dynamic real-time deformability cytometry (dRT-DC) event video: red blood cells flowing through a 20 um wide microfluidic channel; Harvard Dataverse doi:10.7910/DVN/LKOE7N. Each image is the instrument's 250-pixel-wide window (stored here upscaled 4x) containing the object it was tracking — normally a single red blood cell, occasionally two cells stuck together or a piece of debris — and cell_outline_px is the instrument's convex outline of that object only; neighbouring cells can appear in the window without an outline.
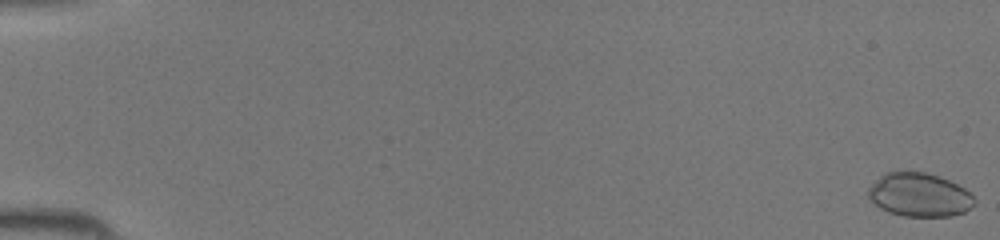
{"species": "common noctule bat (a hibernating species)", "species_latin": "Nyctalus noctula", "temperature_condition": "room temperature", "stored_images_in_passage": 45, "camera_frame_rate_fps": 3000, "um_per_image_px": 0.085, "animal": {"sex": "female", "body_mass_g": 19.5, "forearm_length_mm": 54.1}, "frame": {"image": 1, "passage_image": 1, "time_ms": 0.0, "image_size_px": [1000, 240], "cell_outline_px": [[976, 204], [964, 212], [952, 216], [904, 216], [888, 212], [880, 208], [868, 200], [868, 188], [884, 172], [924, 172], [948, 180], [964, 188], [976, 200]], "centroid_in_image_um": [78.12, 16.58], "position_along_channel_um": 6.9, "area_um2": 26.93}}
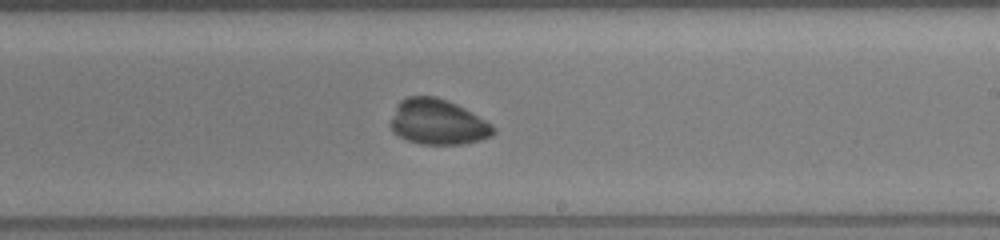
{"frame": {"image": 2, "passage_image": 28, "time_ms": 9.0, "image_size_px": [1000, 240], "cell_outline_px": [[496, 132], [492, 136], [480, 140], [464, 144], [420, 144], [408, 140], [392, 132], [388, 124], [396, 104], [400, 100], [408, 96], [436, 96], [448, 100], [464, 108], [492, 124], [496, 128]], "centroid_in_image_um": [37.19, 10.37], "position_along_channel_um": 251.8, "area_um2": 27.51}}
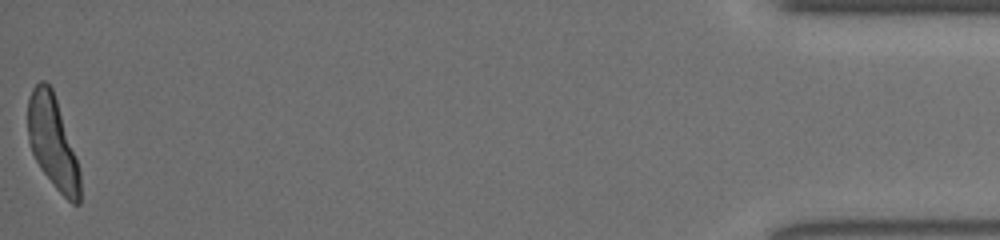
{"frame": {"image": 3, "passage_image": 45, "time_ms": 14.667, "image_size_px": [1000, 240], "cell_outline_px": [[80, 204], [72, 204], [56, 188], [40, 168], [32, 152], [28, 140], [28, 96], [32, 88], [40, 80], [44, 80], [52, 88], [80, 172]], "centroid_in_image_um": [4.45, 12.09], "position_along_channel_um": 430.8, "area_um2": 27.51}}